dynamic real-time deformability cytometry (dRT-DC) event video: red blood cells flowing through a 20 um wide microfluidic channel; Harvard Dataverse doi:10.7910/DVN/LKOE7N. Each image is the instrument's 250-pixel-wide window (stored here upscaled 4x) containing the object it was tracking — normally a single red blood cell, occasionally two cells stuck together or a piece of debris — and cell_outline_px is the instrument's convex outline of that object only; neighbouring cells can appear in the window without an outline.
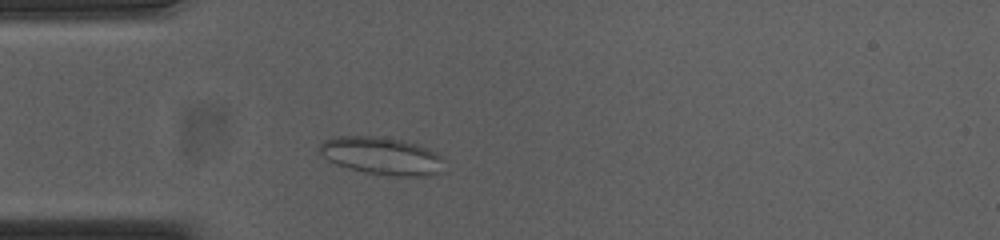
{"species": "common noctule bat (a hibernating species)", "species_latin": "Nyctalus noctula", "temperature_condition": "cold", "stored_images_in_passage": 40, "camera_frame_rate_fps": 3000, "um_per_image_px": 0.085, "animal": {"sex": "female", "body_mass_g": 23.0, "forearm_length_mm": 53.4}, "frame": {"image": 1, "passage_image": 7, "time_ms": 2.0, "image_size_px": [1000, 240], "cell_outline_px": [[444, 172], [424, 176], [396, 176], [364, 172], [348, 168], [336, 164], [328, 160], [320, 152], [320, 144], [324, 140], [336, 136], [384, 136], [416, 144], [428, 148], [436, 152], [440, 156]], "centroid_in_image_um": [32.45, 13.25], "position_along_channel_um": 52.5, "area_um2": 27.28}}
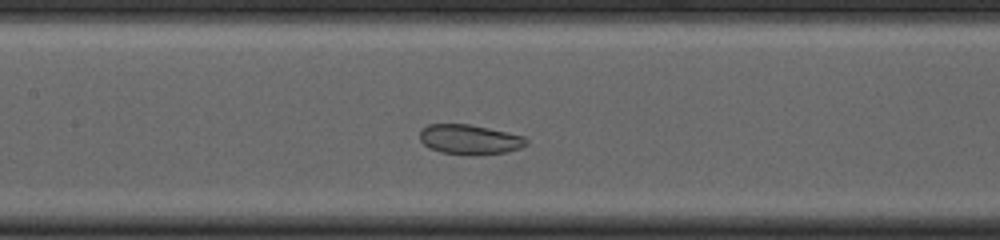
{"frame": {"image": 2, "passage_image": 17, "time_ms": 5.333, "image_size_px": [1000, 240], "cell_outline_px": [[528, 144], [520, 148], [504, 152], [476, 156], [472, 156], [440, 152], [428, 148], [420, 140], [420, 132], [428, 124], [468, 124], [488, 128], [524, 136], [528, 140]], "centroid_in_image_um": [39.92, 11.87], "position_along_channel_um": 167.5, "area_um2": 18.61}}
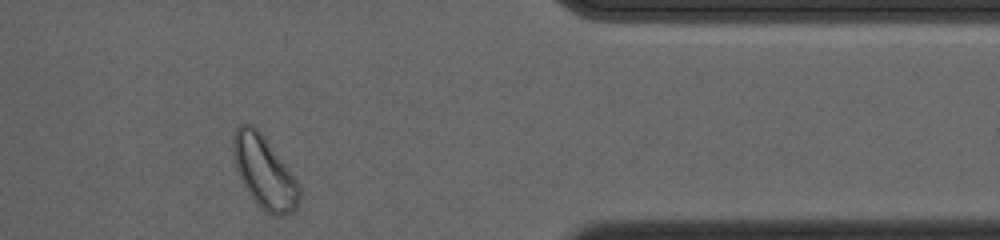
{"frame": {"image": 3, "passage_image": 37, "time_ms": 12.0, "image_size_px": [1000, 240], "cell_outline_px": [[300, 196], [296, 208], [292, 212], [280, 216], [272, 216], [260, 208], [256, 204], [248, 192], [236, 168], [232, 152], [232, 140], [236, 128], [240, 124], [252, 124], [264, 136], [300, 184]], "centroid_in_image_um": [22.46, 14.64], "position_along_channel_um": 388.9, "area_um2": 27.8}, "authors_computed_cell_mechanics": {"area_um2": 21.0681, "velocity_mm_per_s": 3.6588, "shape_relaxation_time_tau1_ms": null, "shape_relaxation_time_tau2_ms": 6.974, "deformation_change_tau1": null, "deformation_change_tau2": 0.1068}}